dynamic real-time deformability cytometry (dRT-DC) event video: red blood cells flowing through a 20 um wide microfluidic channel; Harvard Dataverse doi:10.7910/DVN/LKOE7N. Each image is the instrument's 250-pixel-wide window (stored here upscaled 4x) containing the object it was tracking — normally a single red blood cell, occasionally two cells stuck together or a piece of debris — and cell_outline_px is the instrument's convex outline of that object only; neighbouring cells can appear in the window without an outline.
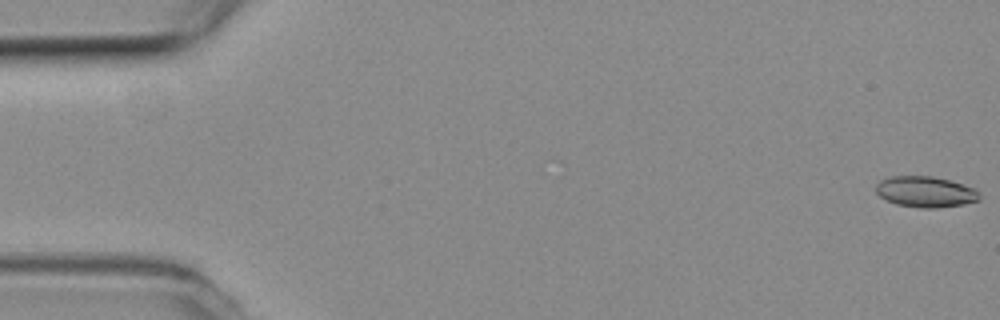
{"species": "common noctule bat (a hibernating species)", "species_latin": "Nyctalus noctula", "temperature_condition": "room temperature", "stored_images_in_passage": 54, "camera_frame_rate_fps": 3000, "um_per_image_px": 0.085, "animal": {"sex": "female", "body_mass_g": 19.3, "forearm_length_mm": 54.1}, "frame": {"image": 1, "passage_image": 1, "time_ms": 0.0, "image_size_px": [1000, 320], "cell_outline_px": [[980, 200], [964, 204], [936, 208], [920, 208], [896, 204], [880, 196], [876, 192], [876, 184], [880, 180], [892, 176], [932, 176], [952, 180], [972, 188], [980, 196]], "centroid_in_image_um": [78.65, 16.3], "position_along_channel_um": 6.3, "area_um2": 18.55}}
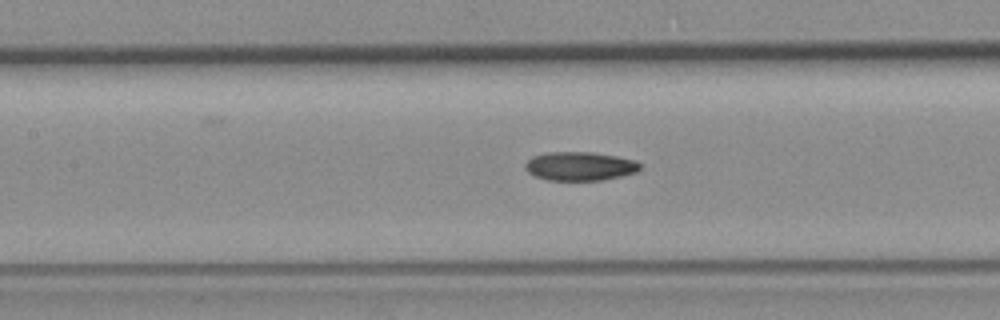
{"frame": {"image": 2, "passage_image": 24, "time_ms": 7.667, "image_size_px": [1000, 320], "cell_outline_px": [[640, 168], [636, 172], [620, 176], [600, 180], [548, 180], [536, 176], [528, 172], [524, 168], [524, 164], [532, 156], [548, 152], [592, 152], [616, 156], [636, 160], [640, 164]], "centroid_in_image_um": [49.27, 14.12], "position_along_channel_um": 158.1, "area_um2": 19.19}}
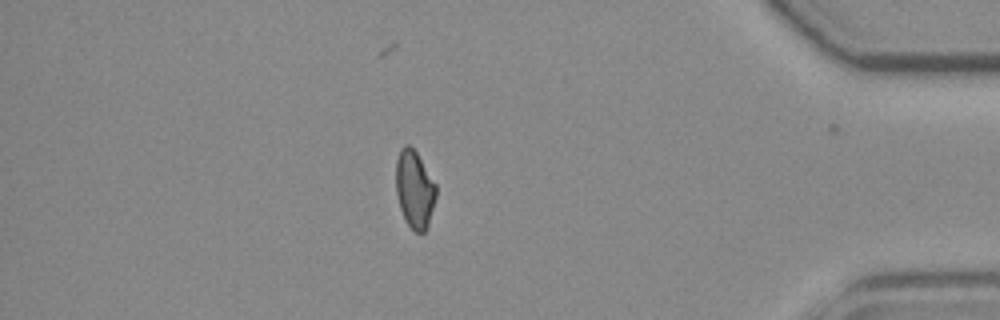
{"frame": {"image": 3, "passage_image": 46, "time_ms": 15.0, "image_size_px": [1000, 320], "cell_outline_px": [[436, 196], [428, 224], [424, 232], [416, 232], [404, 220], [400, 208], [396, 192], [396, 160], [400, 148], [404, 144], [408, 144], [416, 152], [436, 184]], "centroid_in_image_um": [35.22, 16.07], "position_along_channel_um": 400.0, "area_um2": 18.03}, "authors_computed_cell_mechanics": {"area_um2": 18.6983, "velocity_mm_per_s": 3.8834, "shape_relaxation_time_tau1_ms": null, "shape_relaxation_time_tau2_ms": 8.8138, "deformation_change_tau1": null, "deformation_change_tau2": 0.1578}}